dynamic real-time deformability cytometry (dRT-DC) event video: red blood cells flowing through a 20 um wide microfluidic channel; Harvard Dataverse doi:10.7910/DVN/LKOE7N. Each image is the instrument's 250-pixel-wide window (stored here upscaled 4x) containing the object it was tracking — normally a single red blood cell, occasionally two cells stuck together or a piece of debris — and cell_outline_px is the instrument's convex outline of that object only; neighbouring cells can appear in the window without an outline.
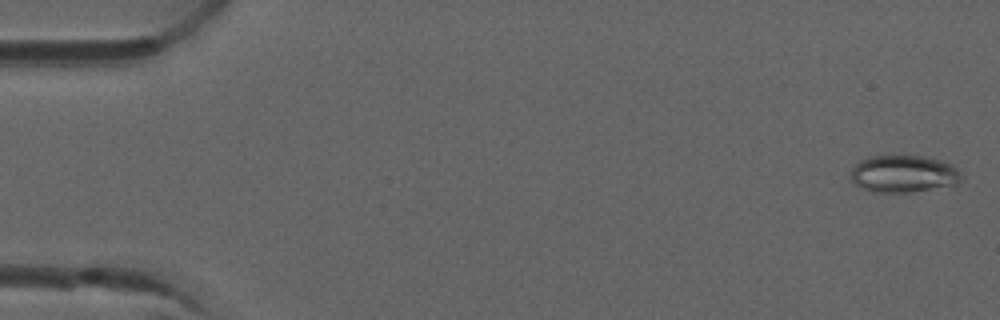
{"species": "common noctule bat (a hibernating species)", "species_latin": "Nyctalus noctula", "temperature_condition": "room temperature", "stored_images_in_passage": 5, "camera_frame_rate_fps": 3000, "um_per_image_px": 0.085, "animal": {"sex": "male", "forearm_length_mm": 52.5}, "frame": {"image": 1, "passage_image": 1, "time_ms": 0.0, "image_size_px": [1000, 320], "cell_outline_px": [[964, 180], [956, 184], [912, 192], [872, 192], [860, 188], [852, 180], [852, 168], [860, 160], [868, 156], [924, 156], [944, 160], [952, 164], [964, 176]], "centroid_in_image_um": [76.85, 14.77], "position_along_channel_um": 8.2, "area_um2": 24.22}}